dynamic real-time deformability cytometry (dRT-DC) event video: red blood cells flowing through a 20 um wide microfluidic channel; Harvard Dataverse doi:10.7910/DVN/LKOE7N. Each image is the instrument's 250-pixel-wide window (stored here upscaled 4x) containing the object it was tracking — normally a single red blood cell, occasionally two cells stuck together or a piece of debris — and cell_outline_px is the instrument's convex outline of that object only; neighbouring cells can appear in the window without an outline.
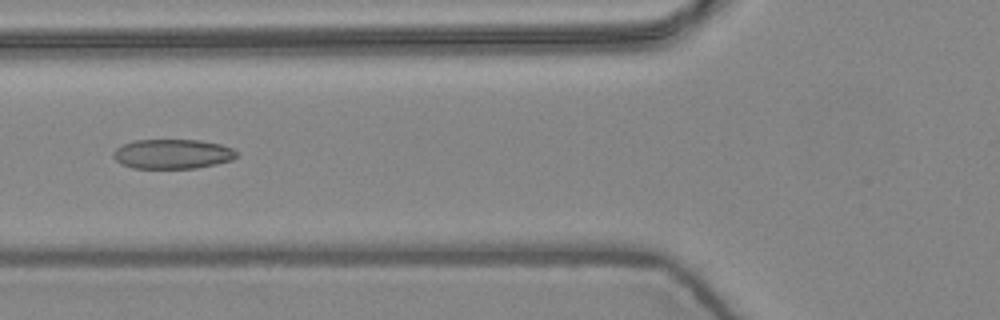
{"species": "common noctule bat (a hibernating species)", "species_latin": "Nyctalus noctula", "temperature_condition": "warm", "stored_images_in_passage": 8, "camera_frame_rate_fps": 3000, "um_per_image_px": 0.085, "animal": {"sex": "female", "body_mass_g": 24.6, "forearm_length_mm": 56.2}, "frame": {"image": 1, "passage_image": 7, "time_ms": 2.0, "image_size_px": [1000, 320], "cell_outline_px": [[236, 156], [232, 160], [216, 164], [196, 168], [132, 168], [120, 164], [112, 156], [112, 152], [120, 144], [136, 140], [200, 140], [220, 144], [232, 148], [236, 152]], "centroid_in_image_um": [14.61, 13.09], "position_along_channel_um": 111.2, "area_um2": 21.39}}
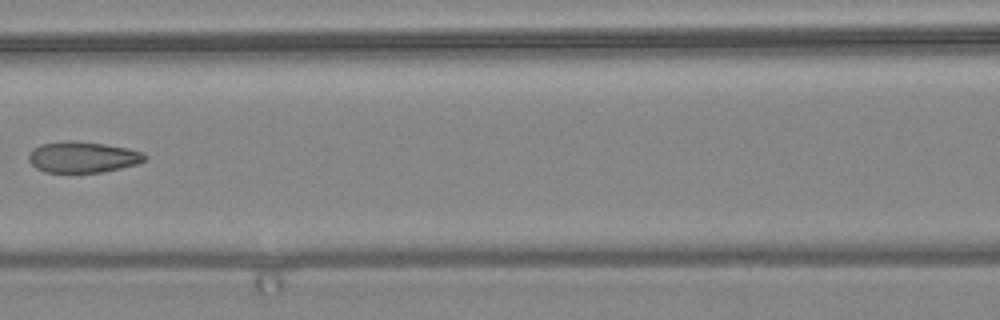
{"frame": {"image": 2, "passage_image": 8, "time_ms": 2.333, "image_size_px": [1000, 320], "cell_outline_px": [[148, 156], [144, 160], [136, 164], [104, 172], [44, 172], [36, 168], [28, 160], [28, 156], [32, 148], [40, 144], [68, 140], [72, 140], [104, 144], [144, 152]], "centroid_in_image_um": [7.0, 13.35], "position_along_channel_um": 159.6, "area_um2": 20.98}}